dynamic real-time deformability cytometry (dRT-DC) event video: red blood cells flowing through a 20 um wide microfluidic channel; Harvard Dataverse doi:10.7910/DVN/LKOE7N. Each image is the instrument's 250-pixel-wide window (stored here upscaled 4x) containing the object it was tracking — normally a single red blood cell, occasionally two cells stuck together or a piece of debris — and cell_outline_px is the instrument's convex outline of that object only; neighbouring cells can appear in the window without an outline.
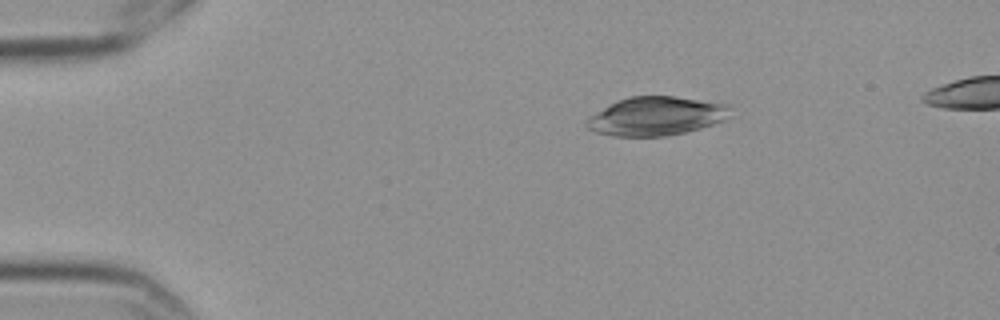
{"species": "Egyptian fruit bat (a non-hibernating species)", "species_latin": "Rousettus aegyptiacus", "temperature_condition": "cold", "stored_images_in_passage": 5, "camera_frame_rate_fps": 3000, "um_per_image_px": 0.085, "frame": {"image": 1, "passage_image": 5, "time_ms": 1.333, "image_size_px": [1000, 320], "cell_outline_px": [[728, 116], [724, 120], [700, 128], [684, 132], [664, 136], [612, 136], [596, 132], [588, 128], [584, 124], [592, 116], [604, 108], [628, 96], [672, 96], [728, 104]], "centroid_in_image_um": [55.77, 9.88], "position_along_channel_um": 29.2, "area_um2": 31.73}}